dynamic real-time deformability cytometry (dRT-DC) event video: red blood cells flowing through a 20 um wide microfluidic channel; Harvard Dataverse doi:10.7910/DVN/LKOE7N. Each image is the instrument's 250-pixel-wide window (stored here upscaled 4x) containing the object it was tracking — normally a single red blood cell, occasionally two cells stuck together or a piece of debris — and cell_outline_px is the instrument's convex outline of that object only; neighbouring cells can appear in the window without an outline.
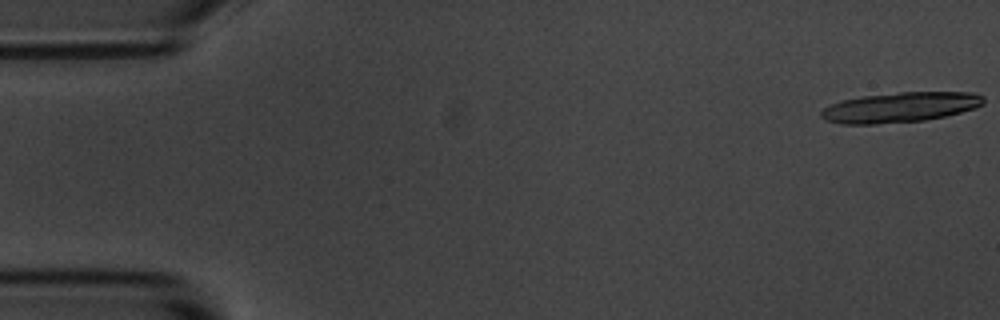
{"species": "common noctule bat (a hibernating species)", "species_latin": "Nyctalus noctula", "temperature_condition": "room temperature", "stored_images_in_passage": 7, "camera_frame_rate_fps": 3000, "um_per_image_px": 0.085, "animal": {"sex": "male", "body_mass_g": 20.1, "forearm_length_mm": 53.5}, "frame": {"image": 1, "passage_image": 1, "time_ms": 0.0, "image_size_px": [1000, 320], "cell_outline_px": [[984, 104], [976, 108], [944, 116], [924, 120], [876, 124], [840, 124], [824, 120], [820, 116], [820, 112], [824, 108], [840, 100], [860, 96], [900, 92], [976, 92], [984, 96]], "centroid_in_image_um": [76.5, 9.11], "position_along_channel_um": 8.5, "area_um2": 28.67}}